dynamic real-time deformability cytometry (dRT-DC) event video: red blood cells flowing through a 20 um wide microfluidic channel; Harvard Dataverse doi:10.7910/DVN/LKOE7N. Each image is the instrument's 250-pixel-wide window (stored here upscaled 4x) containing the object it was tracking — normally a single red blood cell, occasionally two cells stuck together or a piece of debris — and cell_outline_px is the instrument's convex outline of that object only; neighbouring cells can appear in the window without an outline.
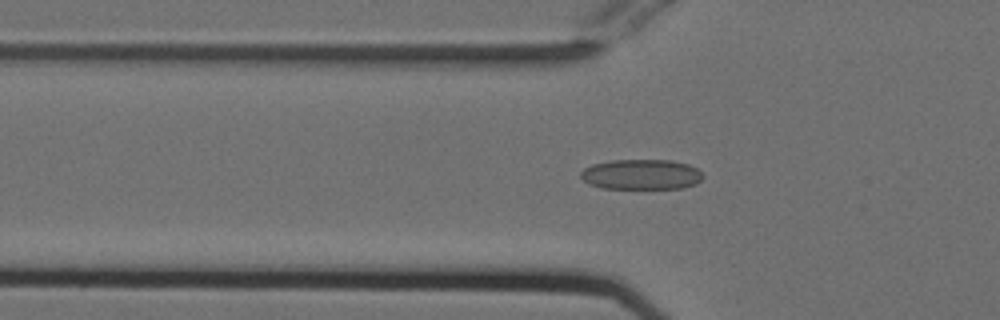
{"species": "Egyptian fruit bat (a non-hibernating species)", "species_latin": "Rousettus aegyptiacus", "temperature_condition": "cold", "stored_images_in_passage": 47, "camera_frame_rate_fps": 3000, "um_per_image_px": 0.085, "animal": {"sex": "female"}, "frame": {"image": 1, "passage_image": 13, "time_ms": 4.0, "image_size_px": [1000, 320], "cell_outline_px": [[704, 176], [696, 184], [684, 188], [600, 188], [588, 184], [580, 176], [580, 172], [584, 168], [592, 164], [612, 160], [672, 160], [688, 164], [696, 168]], "centroid_in_image_um": [54.5, 14.82], "position_along_channel_um": 71.3, "area_um2": 21.62}}
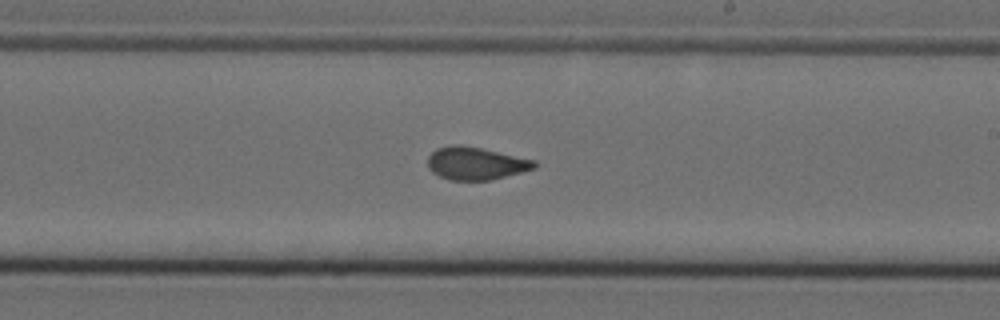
{"frame": {"image": 2, "passage_image": 27, "time_ms": 8.667, "image_size_px": [1000, 320], "cell_outline_px": [[536, 168], [488, 180], [448, 180], [432, 172], [428, 168], [428, 156], [436, 148], [452, 144], [460, 144], [480, 148], [536, 160]], "centroid_in_image_um": [40.4, 13.88], "position_along_channel_um": 248.6, "area_um2": 20.23}}
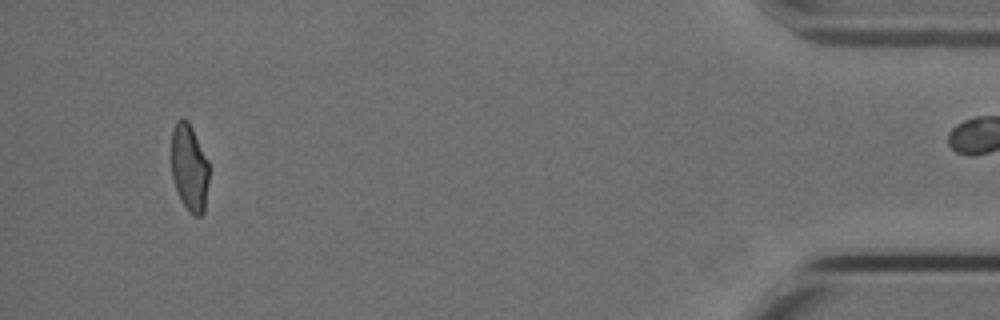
{"frame": {"image": 3, "passage_image": 46, "time_ms": 15.0, "image_size_px": [1000, 320], "cell_outline_px": [[208, 184], [204, 212], [200, 216], [196, 216], [188, 212], [180, 200], [172, 180], [172, 128], [176, 120], [180, 116], [184, 116], [188, 120], [208, 160]], "centroid_in_image_um": [16.08, 14.24], "position_along_channel_um": 419.1, "area_um2": 19.42}}